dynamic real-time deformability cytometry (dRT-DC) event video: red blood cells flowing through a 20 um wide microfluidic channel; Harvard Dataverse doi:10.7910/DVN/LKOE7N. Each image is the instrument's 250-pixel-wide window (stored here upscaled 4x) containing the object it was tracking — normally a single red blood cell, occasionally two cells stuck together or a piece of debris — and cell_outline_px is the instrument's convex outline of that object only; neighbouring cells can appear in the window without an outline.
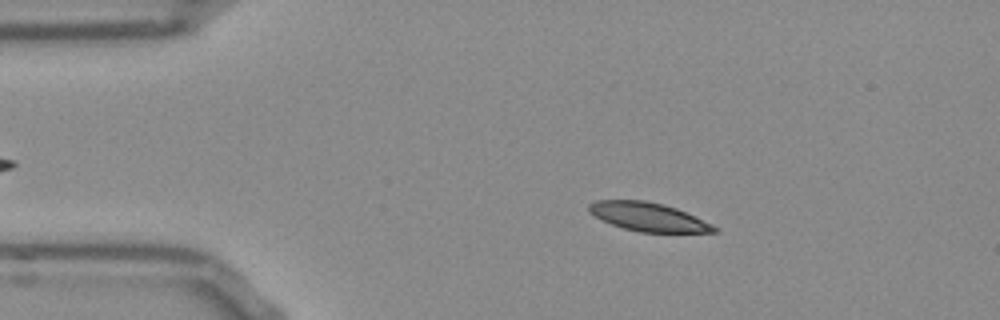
{"species": "Egyptian fruit bat (a non-hibernating species)", "species_latin": "Rousettus aegyptiacus", "temperature_condition": "room temperature", "stored_images_in_passage": 45, "camera_frame_rate_fps": 3000, "um_per_image_px": 0.085, "frame": {"image": 1, "passage_image": 9, "time_ms": 2.667, "image_size_px": [1000, 320], "cell_outline_px": [[720, 232], [640, 232], [624, 228], [612, 224], [588, 212], [588, 204], [596, 200], [644, 200], [664, 204], [676, 208], [712, 224], [720, 228]], "centroid_in_image_um": [55.12, 18.43], "position_along_channel_um": 29.9, "area_um2": 20.75}}
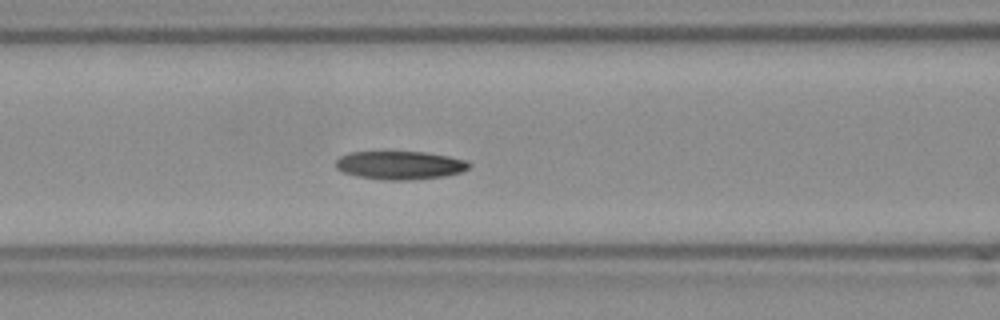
{"frame": {"image": 2, "passage_image": 21, "time_ms": 6.667, "image_size_px": [1000, 320], "cell_outline_px": [[472, 164], [468, 168], [460, 172], [444, 176], [408, 180], [388, 180], [356, 176], [344, 172], [336, 168], [336, 160], [340, 156], [348, 152], [424, 152], [448, 156], [468, 160]], "centroid_in_image_um": [34.0, 14.04], "position_along_channel_um": 132.6, "area_um2": 21.96}}
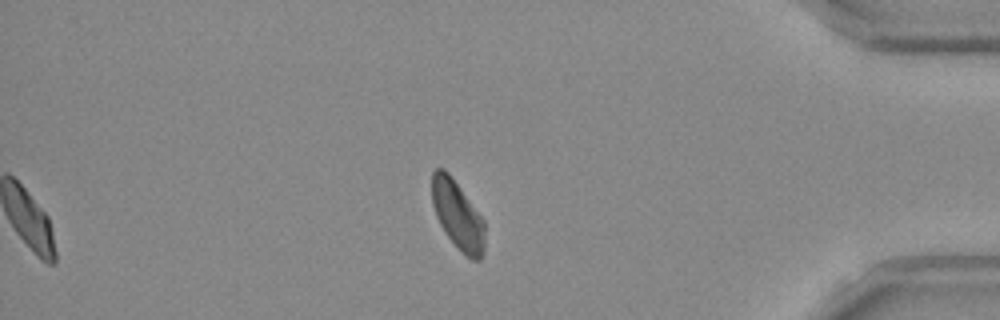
{"frame": {"image": 3, "passage_image": 45, "time_ms": 14.667, "image_size_px": [1000, 320], "cell_outline_px": [[484, 256], [480, 260], [472, 260], [460, 252], [444, 232], [436, 216], [432, 204], [432, 172], [436, 168], [444, 168], [448, 172], [484, 220]], "centroid_in_image_um": [38.9, 18.32], "position_along_channel_um": 396.3, "area_um2": 21.15}, "authors_computed_cell_mechanics": {"area_um2": 21.7906, "velocity_mm_per_s": 3.7563, "shape_relaxation_time_tau1_ms": 6.5052, "shape_relaxation_time_tau2_ms": 8.1112, "deformation_change_tau1": 0.1301, "deformation_change_tau2": 0.1392}}